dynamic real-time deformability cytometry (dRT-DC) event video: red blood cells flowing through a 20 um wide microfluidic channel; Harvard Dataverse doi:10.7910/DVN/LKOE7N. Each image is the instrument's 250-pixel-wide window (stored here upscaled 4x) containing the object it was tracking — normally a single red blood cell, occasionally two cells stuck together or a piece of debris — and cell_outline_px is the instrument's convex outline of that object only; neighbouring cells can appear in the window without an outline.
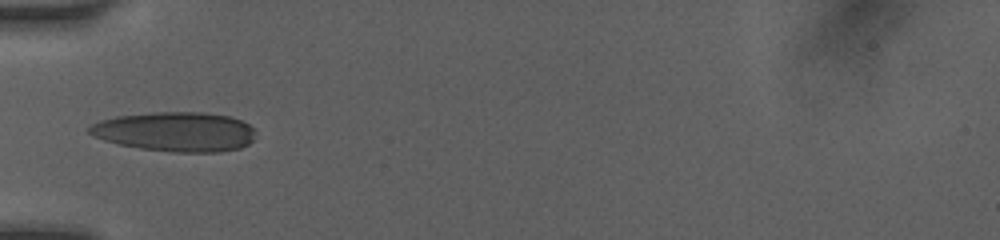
{"species": "human", "species_latin": "Homo sapiens", "temperature_condition": "room temperature", "stored_images_in_passage": 34, "camera_frame_rate_fps": 3000, "um_per_image_px": 0.085, "donor": {"sex": "female"}, "frame": {"image": 1, "passage_image": 1, "time_ms": 0.0, "image_size_px": [1000, 240], "cell_outline_px": [[256, 128], [252, 140], [248, 144], [240, 148], [220, 152], [176, 152], [140, 148], [116, 144], [104, 140], [88, 132], [88, 128], [92, 124], [100, 120], [116, 116], [152, 112], [204, 112], [232, 116]], "centroid_in_image_um": [14.93, 11.19], "position_along_channel_um": 70.1, "area_um2": 38.49}}
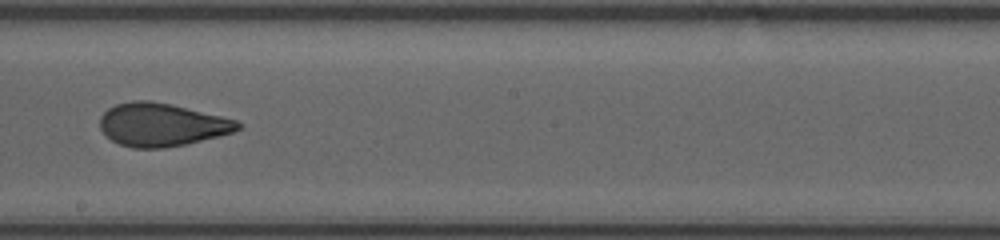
{"frame": {"image": 2, "passage_image": 13, "time_ms": 4.0, "image_size_px": [1000, 240], "cell_outline_px": [[244, 124], [240, 128], [232, 132], [220, 136], [184, 144], [164, 148], [132, 148], [120, 144], [112, 140], [100, 128], [100, 116], [108, 108], [116, 104], [132, 100], [148, 100], [172, 104], [236, 120]], "centroid_in_image_um": [13.74, 10.59], "position_along_channel_um": 234.5, "area_um2": 34.51}}
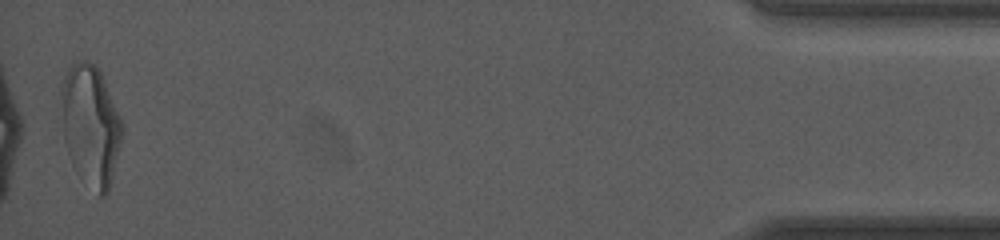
{"frame": {"image": 3, "passage_image": 34, "time_ms": 10.667, "image_size_px": [1000, 240], "cell_outline_px": [[124, 132], [108, 192], [104, 196], [100, 196], [64, 140], [60, 92], [60, 84], [68, 68], [72, 64], [80, 60], [88, 60], [96, 64], [100, 72], [124, 124]], "centroid_in_image_um": [7.74, 10.45], "position_along_channel_um": 427.5, "area_um2": 41.15}, "authors_computed_cell_mechanics": {"area_um2": 35.2002, "velocity_mm_per_s": 4.1242, "shape_relaxation_time_tau1_ms": 7.6469, "shape_relaxation_time_tau2_ms": 1.3252, "deformation_change_tau1": 0.2174, "deformation_change_tau2": 0.0849}}